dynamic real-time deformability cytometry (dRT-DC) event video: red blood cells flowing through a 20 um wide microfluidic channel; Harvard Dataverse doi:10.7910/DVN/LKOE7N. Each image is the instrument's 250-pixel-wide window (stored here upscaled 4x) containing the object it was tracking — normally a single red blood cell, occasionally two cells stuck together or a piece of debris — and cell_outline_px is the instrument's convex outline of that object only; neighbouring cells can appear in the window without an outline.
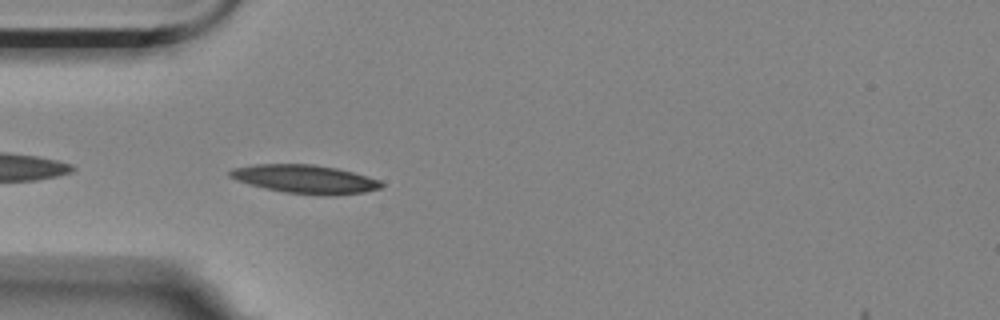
{"species": "Egyptian fruit bat (a non-hibernating species)", "species_latin": "Rousettus aegyptiacus", "temperature_condition": "room temperature", "stored_images_in_passage": 37, "camera_frame_rate_fps": 3000, "um_per_image_px": 0.085, "animal": {"sex": "female"}, "frame": {"image": 1, "passage_image": 2, "time_ms": 0.333, "image_size_px": [1000, 320], "cell_outline_px": [[384, 184], [380, 188], [364, 192], [336, 196], [324, 196], [284, 192], [264, 188], [236, 180], [228, 176], [228, 172], [232, 168], [256, 164], [312, 164], [336, 168], [352, 172], [380, 180]], "centroid_in_image_um": [25.93, 15.23], "position_along_channel_um": 59.1, "area_um2": 25.26}}
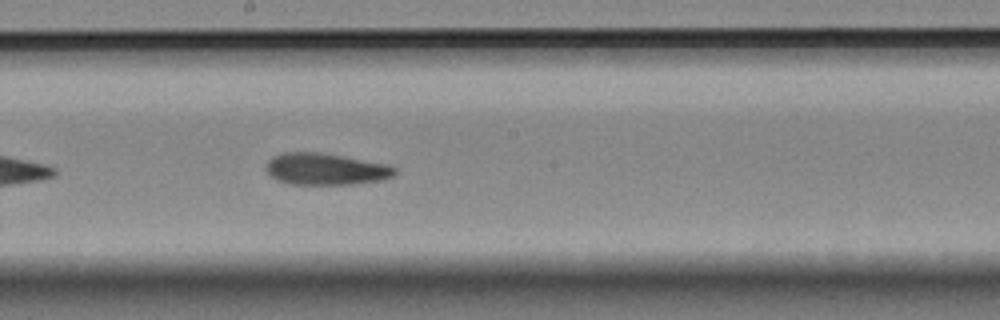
{"frame": {"image": 2, "passage_image": 16, "time_ms": 5.0, "image_size_px": [1000, 320], "cell_outline_px": [[396, 172], [392, 176], [380, 180], [352, 184], [288, 184], [276, 180], [268, 172], [268, 160], [272, 156], [284, 152], [316, 152], [388, 164], [396, 168]], "centroid_in_image_um": [27.67, 14.37], "position_along_channel_um": 220.5, "area_um2": 23.47}}
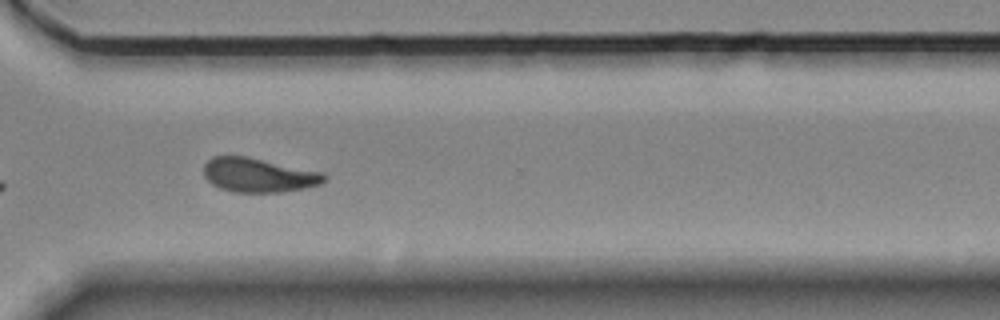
{"frame": {"image": 3, "passage_image": 27, "time_ms": 8.667, "image_size_px": [1000, 320], "cell_outline_px": [[324, 180], [320, 184], [304, 188], [280, 192], [232, 192], [220, 188], [212, 184], [204, 176], [204, 164], [212, 156], [248, 156], [324, 172]], "centroid_in_image_um": [21.95, 14.87], "position_along_channel_um": 348.6, "area_um2": 24.04}, "authors_computed_cell_mechanics": {"area_um2": 23.987, "velocity_mm_per_s": 3.4958, "shape_relaxation_time_tau1_ms": 7.5028, "shape_relaxation_time_tau2_ms": 3.2498, "deformation_change_tau1": 0.1833, "deformation_change_tau2": 0.1055}}